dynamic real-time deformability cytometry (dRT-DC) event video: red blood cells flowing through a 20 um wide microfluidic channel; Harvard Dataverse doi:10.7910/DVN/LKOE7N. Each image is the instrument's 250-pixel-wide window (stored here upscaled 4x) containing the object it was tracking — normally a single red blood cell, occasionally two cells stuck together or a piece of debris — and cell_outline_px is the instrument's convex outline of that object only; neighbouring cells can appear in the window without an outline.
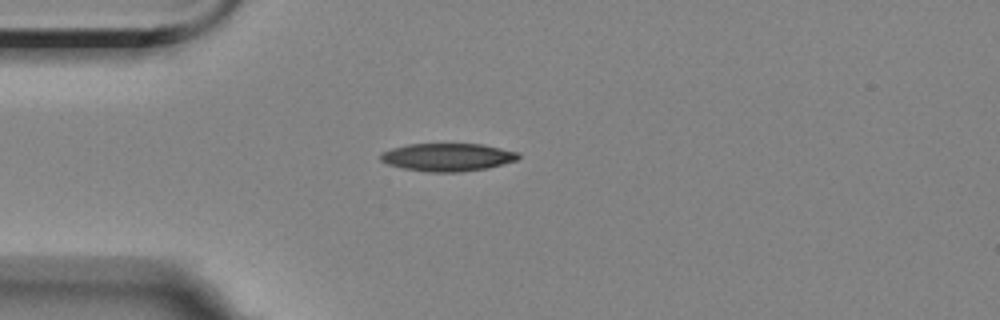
{"species": "Egyptian fruit bat (a non-hibernating species)", "species_latin": "Rousettus aegyptiacus", "temperature_condition": "room temperature", "stored_images_in_passage": 10, "camera_frame_rate_fps": 3000, "um_per_image_px": 0.085, "animal": {"sex": "female"}, "frame": {"image": 1, "passage_image": 4, "time_ms": 4.333, "image_size_px": [1000, 320], "cell_outline_px": [[520, 156], [516, 160], [488, 168], [460, 172], [428, 172], [404, 168], [388, 164], [380, 160], [380, 152], [392, 148], [408, 144], [480, 144], [520, 152]], "centroid_in_image_um": [38.03, 13.36], "position_along_channel_um": 47.0, "area_um2": 22.37}}
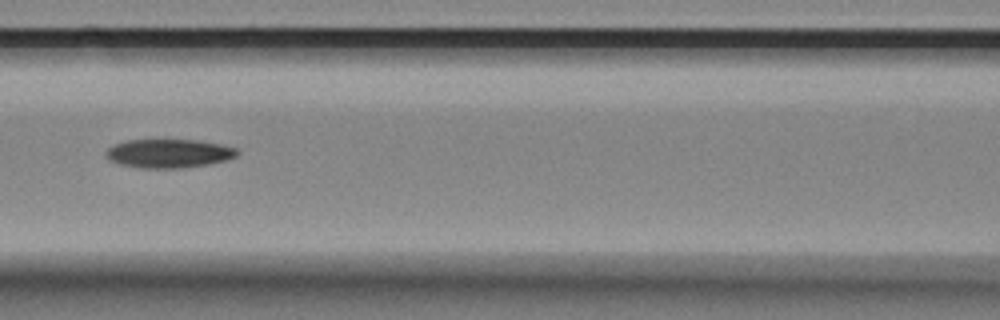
{"frame": {"image": 2, "passage_image": 7, "time_ms": 7.667, "image_size_px": [1000, 320], "cell_outline_px": [[240, 152], [236, 156], [224, 160], [208, 164], [180, 168], [140, 168], [120, 164], [108, 160], [104, 156], [104, 152], [108, 148], [116, 144], [128, 140], [200, 140], [224, 144], [236, 148]], "centroid_in_image_um": [14.34, 13.04], "position_along_channel_um": 152.3, "area_um2": 22.08}}
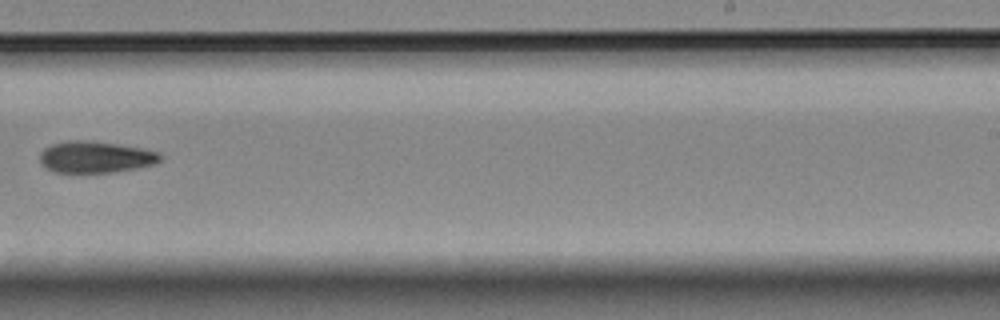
{"frame": {"image": 3, "passage_image": 10, "time_ms": 11.333, "image_size_px": [1000, 320], "cell_outline_px": [[164, 156], [160, 160], [152, 164], [136, 168], [112, 172], [56, 172], [44, 168], [40, 164], [40, 152], [44, 148], [52, 144], [68, 140], [88, 140], [116, 144], [140, 148], [160, 152]], "centroid_in_image_um": [8.08, 13.34], "position_along_channel_um": 280.9, "area_um2": 22.14}}